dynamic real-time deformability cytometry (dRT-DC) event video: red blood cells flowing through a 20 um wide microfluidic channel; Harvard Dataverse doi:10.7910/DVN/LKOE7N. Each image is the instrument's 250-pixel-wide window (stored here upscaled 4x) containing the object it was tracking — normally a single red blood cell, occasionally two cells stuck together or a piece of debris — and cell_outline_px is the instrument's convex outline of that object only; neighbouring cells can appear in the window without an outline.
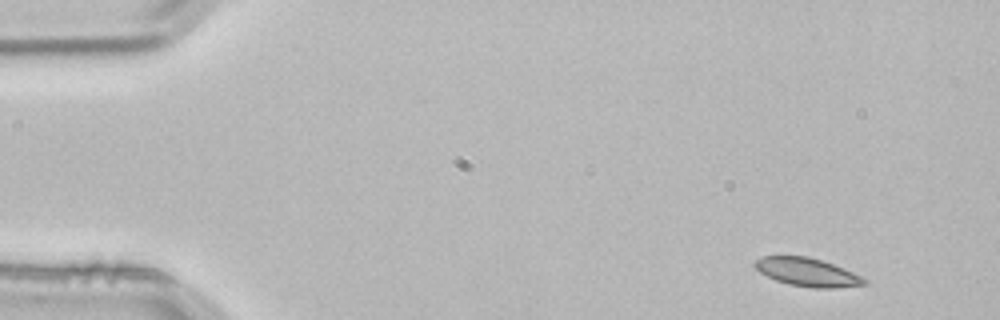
{"species": "common noctule bat (a hibernating species)", "species_latin": "Nyctalus noctula", "temperature_condition": "room temperature", "stored_images_in_passage": 3, "camera_frame_rate_fps": 3000, "um_per_image_px": 0.085, "animal": {"sex": "male", "body_mass_g": 21.5, "forearm_length_mm": 52.0}, "frame": {"image": 1, "passage_image": 1, "time_ms": 0.0, "image_size_px": [1000, 320], "cell_outline_px": [[868, 284], [836, 288], [812, 288], [788, 284], [776, 280], [760, 272], [752, 264], [756, 260], [764, 256], [808, 256], [832, 264], [864, 276], [868, 280]], "centroid_in_image_um": [68.66, 23.14], "position_along_channel_um": 16.3, "area_um2": 18.09}}
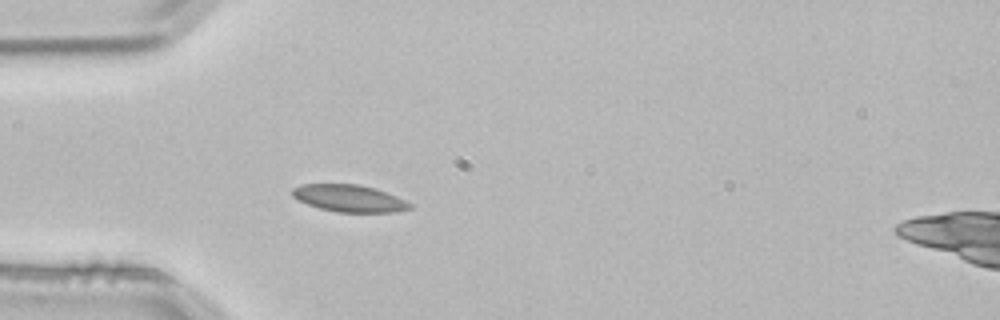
{"frame": {"image": 2, "passage_image": 3, "time_ms": 0.667, "image_size_px": [1000, 320], "cell_outline_px": [[412, 208], [396, 212], [336, 212], [320, 208], [308, 204], [292, 196], [292, 188], [300, 184], [360, 184], [376, 188], [396, 196], [412, 204]], "centroid_in_image_um": [29.69, 16.85], "position_along_channel_um": 55.3, "area_um2": 18.55}}